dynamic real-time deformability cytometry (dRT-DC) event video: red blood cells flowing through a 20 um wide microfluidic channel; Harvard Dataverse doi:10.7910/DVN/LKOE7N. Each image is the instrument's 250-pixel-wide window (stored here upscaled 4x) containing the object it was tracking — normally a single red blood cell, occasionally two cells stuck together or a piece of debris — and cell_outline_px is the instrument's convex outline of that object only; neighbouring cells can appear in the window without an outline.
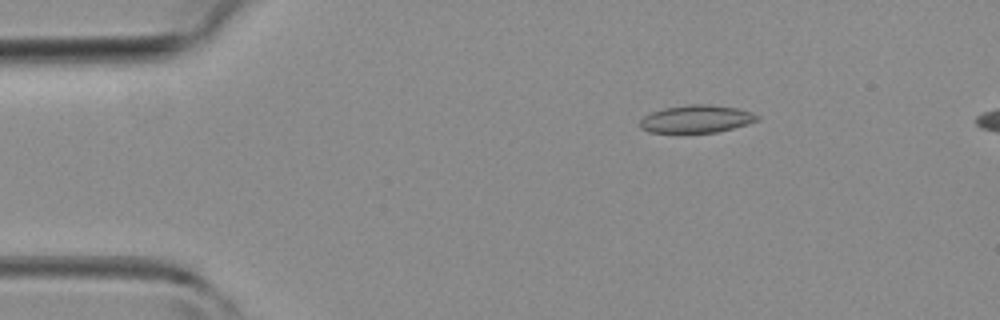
{"species": "common noctule bat (a hibernating species)", "species_latin": "Nyctalus noctula", "temperature_condition": "room temperature", "stored_images_in_passage": 43, "camera_frame_rate_fps": 3000, "um_per_image_px": 0.085, "animal": {"sex": "female", "body_mass_g": 19.3, "forearm_length_mm": 54.1}, "frame": {"image": 1, "passage_image": 6, "time_ms": 1.667, "image_size_px": [1000, 320], "cell_outline_px": [[760, 120], [748, 124], [716, 132], [648, 132], [640, 128], [640, 120], [644, 116], [652, 112], [664, 108], [692, 104], [708, 104], [736, 108], [752, 112], [760, 116]], "centroid_in_image_um": [59.22, 10.11], "position_along_channel_um": 25.8, "area_um2": 18.79}}
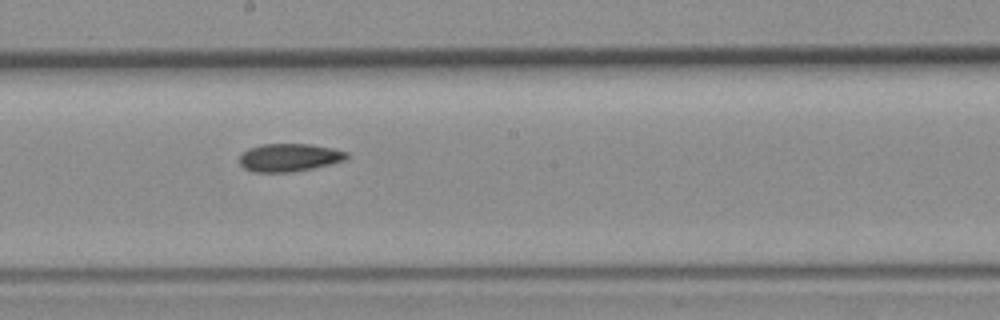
{"frame": {"image": 2, "passage_image": 23, "time_ms": 7.333, "image_size_px": [1000, 320], "cell_outline_px": [[348, 156], [344, 160], [312, 168], [292, 172], [256, 172], [244, 168], [240, 164], [240, 156], [248, 148], [260, 144], [308, 144], [332, 148], [348, 152]], "centroid_in_image_um": [24.56, 13.38], "position_along_channel_um": 223.6, "area_um2": 17.28}}
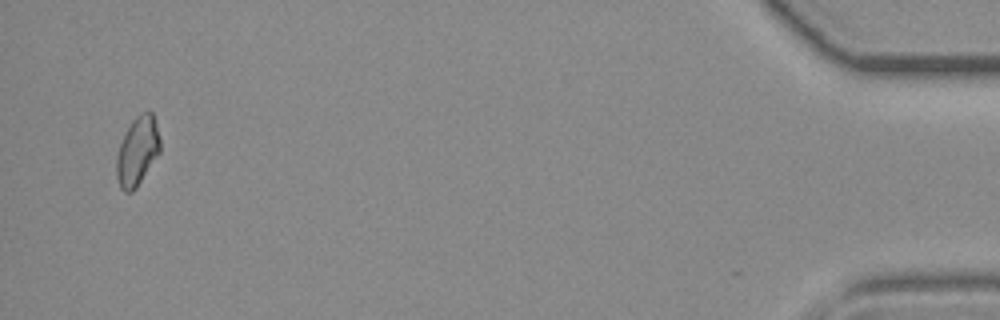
{"frame": {"image": 3, "passage_image": 42, "time_ms": 13.667, "image_size_px": [1000, 320], "cell_outline_px": [[160, 152], [136, 188], [132, 192], [124, 192], [120, 188], [116, 176], [116, 156], [120, 144], [132, 120], [140, 112], [152, 112], [160, 136]], "centroid_in_image_um": [11.68, 12.86], "position_along_channel_um": 423.5, "area_um2": 17.46}}